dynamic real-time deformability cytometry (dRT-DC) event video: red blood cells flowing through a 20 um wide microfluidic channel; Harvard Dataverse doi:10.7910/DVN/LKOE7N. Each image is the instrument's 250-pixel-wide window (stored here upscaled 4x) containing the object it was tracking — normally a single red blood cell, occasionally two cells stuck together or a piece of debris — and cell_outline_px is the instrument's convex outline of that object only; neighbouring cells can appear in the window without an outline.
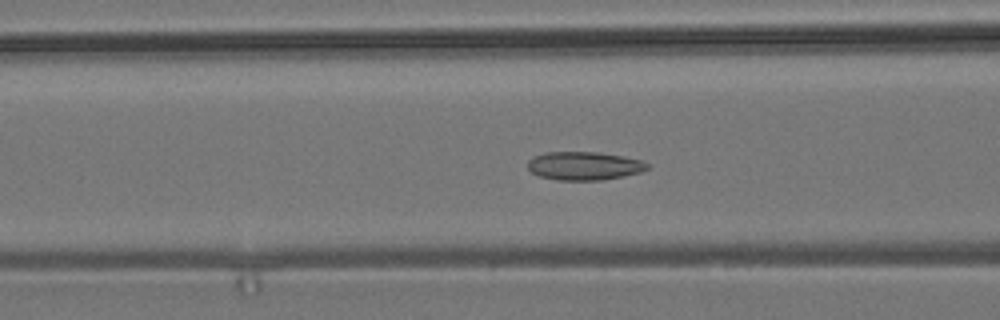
{"species": "common noctule bat (a hibernating species)", "species_latin": "Nyctalus noctula", "temperature_condition": "room temperature", "stored_images_in_passage": 42, "camera_frame_rate_fps": 3000, "um_per_image_px": 0.085, "animal": {"sex": "male", "body_mass_g": 19.2, "forearm_length_mm": 51.8}, "frame": {"image": 1, "passage_image": 9, "time_ms": 2.667, "image_size_px": [1000, 320], "cell_outline_px": [[648, 168], [640, 172], [624, 176], [604, 180], [556, 180], [540, 176], [532, 172], [528, 168], [528, 160], [532, 156], [544, 152], [596, 152], [624, 156], [640, 160], [648, 164]], "centroid_in_image_um": [49.63, 14.09], "position_along_channel_um": 117.0, "area_um2": 19.83}}
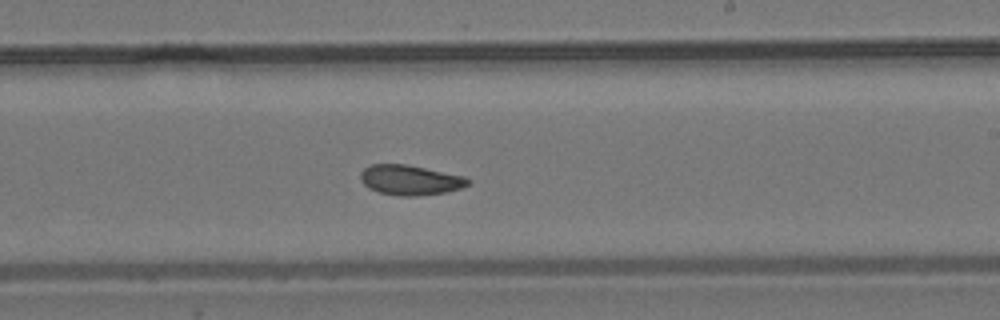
{"frame": {"image": 2, "passage_image": 20, "time_ms": 6.333, "image_size_px": [1000, 320], "cell_outline_px": [[472, 180], [468, 184], [460, 188], [448, 192], [416, 196], [400, 196], [380, 192], [368, 188], [360, 180], [360, 172], [368, 164], [404, 164], [464, 176]], "centroid_in_image_um": [34.84, 15.3], "position_along_channel_um": 254.2, "area_um2": 18.79}}
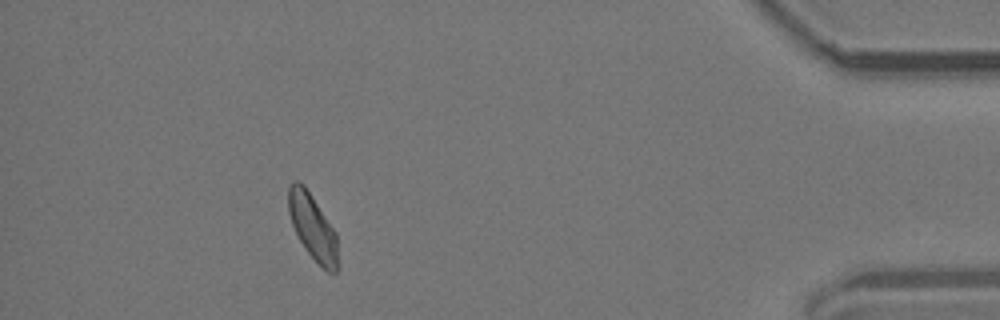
{"frame": {"image": 3, "passage_image": 37, "time_ms": 12.0, "image_size_px": [1000, 320], "cell_outline_px": [[336, 272], [328, 272], [308, 252], [300, 240], [292, 224], [288, 212], [288, 184], [292, 180], [296, 180], [304, 184], [336, 232]], "centroid_in_image_um": [26.53, 19.2], "position_along_channel_um": 408.7, "area_um2": 18.44}, "authors_computed_cell_mechanics": {"area_um2": 18.9006, "velocity_mm_per_s": 3.7448, "shape_relaxation_time_tau1_ms": 7.6109, "shape_relaxation_time_tau2_ms": 2.2171, "deformation_change_tau1": 0.1112, "deformation_change_tau2": 0.0609}}